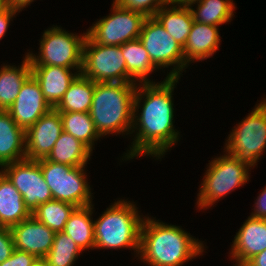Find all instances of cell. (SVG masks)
Here are the masks:
<instances>
[{"label": "cell", "mask_w": 266, "mask_h": 266, "mask_svg": "<svg viewBox=\"0 0 266 266\" xmlns=\"http://www.w3.org/2000/svg\"><path fill=\"white\" fill-rule=\"evenodd\" d=\"M180 79L165 77L160 82L138 83L133 103L132 142L120 157L121 162L145 155L161 161L177 145L180 130L174 125L173 93Z\"/></svg>", "instance_id": "1"}, {"label": "cell", "mask_w": 266, "mask_h": 266, "mask_svg": "<svg viewBox=\"0 0 266 266\" xmlns=\"http://www.w3.org/2000/svg\"><path fill=\"white\" fill-rule=\"evenodd\" d=\"M204 244L182 226L145 215L137 260L149 266H183L206 253Z\"/></svg>", "instance_id": "2"}, {"label": "cell", "mask_w": 266, "mask_h": 266, "mask_svg": "<svg viewBox=\"0 0 266 266\" xmlns=\"http://www.w3.org/2000/svg\"><path fill=\"white\" fill-rule=\"evenodd\" d=\"M137 85L124 82L95 83L89 114L102 138L110 134L130 137Z\"/></svg>", "instance_id": "3"}, {"label": "cell", "mask_w": 266, "mask_h": 266, "mask_svg": "<svg viewBox=\"0 0 266 266\" xmlns=\"http://www.w3.org/2000/svg\"><path fill=\"white\" fill-rule=\"evenodd\" d=\"M135 202L118 199L94 219V250L129 249L138 257L144 215ZM141 214V215H140Z\"/></svg>", "instance_id": "4"}, {"label": "cell", "mask_w": 266, "mask_h": 266, "mask_svg": "<svg viewBox=\"0 0 266 266\" xmlns=\"http://www.w3.org/2000/svg\"><path fill=\"white\" fill-rule=\"evenodd\" d=\"M223 155H217L209 160L197 194L196 205L198 210H207L214 207L236 188L249 182L251 168L239 162L225 150ZM218 201V202H217Z\"/></svg>", "instance_id": "5"}, {"label": "cell", "mask_w": 266, "mask_h": 266, "mask_svg": "<svg viewBox=\"0 0 266 266\" xmlns=\"http://www.w3.org/2000/svg\"><path fill=\"white\" fill-rule=\"evenodd\" d=\"M260 102V103H258ZM229 131L224 149L239 162L255 169L266 150V98Z\"/></svg>", "instance_id": "6"}, {"label": "cell", "mask_w": 266, "mask_h": 266, "mask_svg": "<svg viewBox=\"0 0 266 266\" xmlns=\"http://www.w3.org/2000/svg\"><path fill=\"white\" fill-rule=\"evenodd\" d=\"M51 27V28H50ZM44 30L39 39L38 54L27 52L31 66H60L70 69H82L83 44L87 32L72 33L59 25Z\"/></svg>", "instance_id": "7"}, {"label": "cell", "mask_w": 266, "mask_h": 266, "mask_svg": "<svg viewBox=\"0 0 266 266\" xmlns=\"http://www.w3.org/2000/svg\"><path fill=\"white\" fill-rule=\"evenodd\" d=\"M53 199L68 202L76 207L93 204V193L86 174L87 166L72 167L45 158L37 160Z\"/></svg>", "instance_id": "8"}, {"label": "cell", "mask_w": 266, "mask_h": 266, "mask_svg": "<svg viewBox=\"0 0 266 266\" xmlns=\"http://www.w3.org/2000/svg\"><path fill=\"white\" fill-rule=\"evenodd\" d=\"M139 39L148 52L150 60L159 70L163 71L170 67L166 77L181 78L182 73L189 67L185 62L183 47L154 17L145 19Z\"/></svg>", "instance_id": "9"}, {"label": "cell", "mask_w": 266, "mask_h": 266, "mask_svg": "<svg viewBox=\"0 0 266 266\" xmlns=\"http://www.w3.org/2000/svg\"><path fill=\"white\" fill-rule=\"evenodd\" d=\"M81 74L95 83H137L127 72L120 46L100 45L88 35L83 44Z\"/></svg>", "instance_id": "10"}, {"label": "cell", "mask_w": 266, "mask_h": 266, "mask_svg": "<svg viewBox=\"0 0 266 266\" xmlns=\"http://www.w3.org/2000/svg\"><path fill=\"white\" fill-rule=\"evenodd\" d=\"M111 7L109 15L97 19L86 29L87 35L95 43L109 46H120L139 38L147 17L140 12L123 9L114 1Z\"/></svg>", "instance_id": "11"}, {"label": "cell", "mask_w": 266, "mask_h": 266, "mask_svg": "<svg viewBox=\"0 0 266 266\" xmlns=\"http://www.w3.org/2000/svg\"><path fill=\"white\" fill-rule=\"evenodd\" d=\"M0 171L23 196L31 213L43 203L53 199L37 160L23 159L3 165Z\"/></svg>", "instance_id": "12"}, {"label": "cell", "mask_w": 266, "mask_h": 266, "mask_svg": "<svg viewBox=\"0 0 266 266\" xmlns=\"http://www.w3.org/2000/svg\"><path fill=\"white\" fill-rule=\"evenodd\" d=\"M51 109L40 84L31 74L22 84L16 100L7 111L16 124L26 132Z\"/></svg>", "instance_id": "13"}, {"label": "cell", "mask_w": 266, "mask_h": 266, "mask_svg": "<svg viewBox=\"0 0 266 266\" xmlns=\"http://www.w3.org/2000/svg\"><path fill=\"white\" fill-rule=\"evenodd\" d=\"M63 132L60 112L52 108L26 132V159L46 158Z\"/></svg>", "instance_id": "14"}, {"label": "cell", "mask_w": 266, "mask_h": 266, "mask_svg": "<svg viewBox=\"0 0 266 266\" xmlns=\"http://www.w3.org/2000/svg\"><path fill=\"white\" fill-rule=\"evenodd\" d=\"M230 245L229 255L233 266H244L266 249V219L248 216Z\"/></svg>", "instance_id": "15"}, {"label": "cell", "mask_w": 266, "mask_h": 266, "mask_svg": "<svg viewBox=\"0 0 266 266\" xmlns=\"http://www.w3.org/2000/svg\"><path fill=\"white\" fill-rule=\"evenodd\" d=\"M14 247L37 258H44L52 248L55 232L33 215L10 228Z\"/></svg>", "instance_id": "16"}, {"label": "cell", "mask_w": 266, "mask_h": 266, "mask_svg": "<svg viewBox=\"0 0 266 266\" xmlns=\"http://www.w3.org/2000/svg\"><path fill=\"white\" fill-rule=\"evenodd\" d=\"M73 71V72H72ZM81 69L60 66H31V74L38 81L41 91L52 108H55Z\"/></svg>", "instance_id": "17"}, {"label": "cell", "mask_w": 266, "mask_h": 266, "mask_svg": "<svg viewBox=\"0 0 266 266\" xmlns=\"http://www.w3.org/2000/svg\"><path fill=\"white\" fill-rule=\"evenodd\" d=\"M220 43L219 26L194 21L183 47L185 62L190 66L211 58L219 50Z\"/></svg>", "instance_id": "18"}, {"label": "cell", "mask_w": 266, "mask_h": 266, "mask_svg": "<svg viewBox=\"0 0 266 266\" xmlns=\"http://www.w3.org/2000/svg\"><path fill=\"white\" fill-rule=\"evenodd\" d=\"M26 158L25 131L7 110L0 111V168Z\"/></svg>", "instance_id": "19"}, {"label": "cell", "mask_w": 266, "mask_h": 266, "mask_svg": "<svg viewBox=\"0 0 266 266\" xmlns=\"http://www.w3.org/2000/svg\"><path fill=\"white\" fill-rule=\"evenodd\" d=\"M32 213L25 206L23 196L0 171V223L1 227L11 228Z\"/></svg>", "instance_id": "20"}, {"label": "cell", "mask_w": 266, "mask_h": 266, "mask_svg": "<svg viewBox=\"0 0 266 266\" xmlns=\"http://www.w3.org/2000/svg\"><path fill=\"white\" fill-rule=\"evenodd\" d=\"M21 65L2 63L0 68V111L8 108L16 100L22 84L31 75V63L24 55Z\"/></svg>", "instance_id": "21"}, {"label": "cell", "mask_w": 266, "mask_h": 266, "mask_svg": "<svg viewBox=\"0 0 266 266\" xmlns=\"http://www.w3.org/2000/svg\"><path fill=\"white\" fill-rule=\"evenodd\" d=\"M94 204L76 207L70 214L64 230L82 251L94 250Z\"/></svg>", "instance_id": "22"}, {"label": "cell", "mask_w": 266, "mask_h": 266, "mask_svg": "<svg viewBox=\"0 0 266 266\" xmlns=\"http://www.w3.org/2000/svg\"><path fill=\"white\" fill-rule=\"evenodd\" d=\"M153 17L180 46H185L194 22L190 8L169 4L161 7Z\"/></svg>", "instance_id": "23"}, {"label": "cell", "mask_w": 266, "mask_h": 266, "mask_svg": "<svg viewBox=\"0 0 266 266\" xmlns=\"http://www.w3.org/2000/svg\"><path fill=\"white\" fill-rule=\"evenodd\" d=\"M124 56L128 74L137 83L155 82L150 75L159 69L152 63L148 52L139 38L127 41L120 45Z\"/></svg>", "instance_id": "24"}, {"label": "cell", "mask_w": 266, "mask_h": 266, "mask_svg": "<svg viewBox=\"0 0 266 266\" xmlns=\"http://www.w3.org/2000/svg\"><path fill=\"white\" fill-rule=\"evenodd\" d=\"M92 153L82 142L63 131L45 159L72 167L87 166Z\"/></svg>", "instance_id": "25"}, {"label": "cell", "mask_w": 266, "mask_h": 266, "mask_svg": "<svg viewBox=\"0 0 266 266\" xmlns=\"http://www.w3.org/2000/svg\"><path fill=\"white\" fill-rule=\"evenodd\" d=\"M94 89L95 82L80 73L64 93L55 109L60 113L89 112Z\"/></svg>", "instance_id": "26"}, {"label": "cell", "mask_w": 266, "mask_h": 266, "mask_svg": "<svg viewBox=\"0 0 266 266\" xmlns=\"http://www.w3.org/2000/svg\"><path fill=\"white\" fill-rule=\"evenodd\" d=\"M236 7L233 0H202L194 8L190 7V10L194 21L220 26L231 23Z\"/></svg>", "instance_id": "27"}, {"label": "cell", "mask_w": 266, "mask_h": 266, "mask_svg": "<svg viewBox=\"0 0 266 266\" xmlns=\"http://www.w3.org/2000/svg\"><path fill=\"white\" fill-rule=\"evenodd\" d=\"M63 131L82 142L91 152L95 150V142L102 139L89 112L60 113Z\"/></svg>", "instance_id": "28"}, {"label": "cell", "mask_w": 266, "mask_h": 266, "mask_svg": "<svg viewBox=\"0 0 266 266\" xmlns=\"http://www.w3.org/2000/svg\"><path fill=\"white\" fill-rule=\"evenodd\" d=\"M75 208L71 203L52 199L40 204L32 215L54 232H61Z\"/></svg>", "instance_id": "29"}, {"label": "cell", "mask_w": 266, "mask_h": 266, "mask_svg": "<svg viewBox=\"0 0 266 266\" xmlns=\"http://www.w3.org/2000/svg\"><path fill=\"white\" fill-rule=\"evenodd\" d=\"M82 252L64 232H55L52 248L44 260L49 266H73Z\"/></svg>", "instance_id": "30"}, {"label": "cell", "mask_w": 266, "mask_h": 266, "mask_svg": "<svg viewBox=\"0 0 266 266\" xmlns=\"http://www.w3.org/2000/svg\"><path fill=\"white\" fill-rule=\"evenodd\" d=\"M123 9L137 11L146 17H153L154 14L166 5L171 4V0H113Z\"/></svg>", "instance_id": "31"}, {"label": "cell", "mask_w": 266, "mask_h": 266, "mask_svg": "<svg viewBox=\"0 0 266 266\" xmlns=\"http://www.w3.org/2000/svg\"><path fill=\"white\" fill-rule=\"evenodd\" d=\"M38 258L28 252L14 249L11 256L0 266H33Z\"/></svg>", "instance_id": "32"}, {"label": "cell", "mask_w": 266, "mask_h": 266, "mask_svg": "<svg viewBox=\"0 0 266 266\" xmlns=\"http://www.w3.org/2000/svg\"><path fill=\"white\" fill-rule=\"evenodd\" d=\"M14 241L10 228L1 227L0 228V263L8 259L13 250Z\"/></svg>", "instance_id": "33"}, {"label": "cell", "mask_w": 266, "mask_h": 266, "mask_svg": "<svg viewBox=\"0 0 266 266\" xmlns=\"http://www.w3.org/2000/svg\"><path fill=\"white\" fill-rule=\"evenodd\" d=\"M20 13L19 10L4 6L0 10V40L6 35L8 28L11 24V21Z\"/></svg>", "instance_id": "34"}, {"label": "cell", "mask_w": 266, "mask_h": 266, "mask_svg": "<svg viewBox=\"0 0 266 266\" xmlns=\"http://www.w3.org/2000/svg\"><path fill=\"white\" fill-rule=\"evenodd\" d=\"M254 208L249 216L266 219V185L262 191H260L257 199L254 201Z\"/></svg>", "instance_id": "35"}, {"label": "cell", "mask_w": 266, "mask_h": 266, "mask_svg": "<svg viewBox=\"0 0 266 266\" xmlns=\"http://www.w3.org/2000/svg\"><path fill=\"white\" fill-rule=\"evenodd\" d=\"M35 0H5V6L17 9L22 12L24 8H27Z\"/></svg>", "instance_id": "36"}, {"label": "cell", "mask_w": 266, "mask_h": 266, "mask_svg": "<svg viewBox=\"0 0 266 266\" xmlns=\"http://www.w3.org/2000/svg\"><path fill=\"white\" fill-rule=\"evenodd\" d=\"M244 266H266V249L251 258Z\"/></svg>", "instance_id": "37"}, {"label": "cell", "mask_w": 266, "mask_h": 266, "mask_svg": "<svg viewBox=\"0 0 266 266\" xmlns=\"http://www.w3.org/2000/svg\"><path fill=\"white\" fill-rule=\"evenodd\" d=\"M202 0H171V4L178 7H194V4L201 2Z\"/></svg>", "instance_id": "38"}, {"label": "cell", "mask_w": 266, "mask_h": 266, "mask_svg": "<svg viewBox=\"0 0 266 266\" xmlns=\"http://www.w3.org/2000/svg\"><path fill=\"white\" fill-rule=\"evenodd\" d=\"M33 266H49L44 258H38Z\"/></svg>", "instance_id": "39"}, {"label": "cell", "mask_w": 266, "mask_h": 266, "mask_svg": "<svg viewBox=\"0 0 266 266\" xmlns=\"http://www.w3.org/2000/svg\"><path fill=\"white\" fill-rule=\"evenodd\" d=\"M5 6V2H0V10Z\"/></svg>", "instance_id": "40"}]
</instances>
